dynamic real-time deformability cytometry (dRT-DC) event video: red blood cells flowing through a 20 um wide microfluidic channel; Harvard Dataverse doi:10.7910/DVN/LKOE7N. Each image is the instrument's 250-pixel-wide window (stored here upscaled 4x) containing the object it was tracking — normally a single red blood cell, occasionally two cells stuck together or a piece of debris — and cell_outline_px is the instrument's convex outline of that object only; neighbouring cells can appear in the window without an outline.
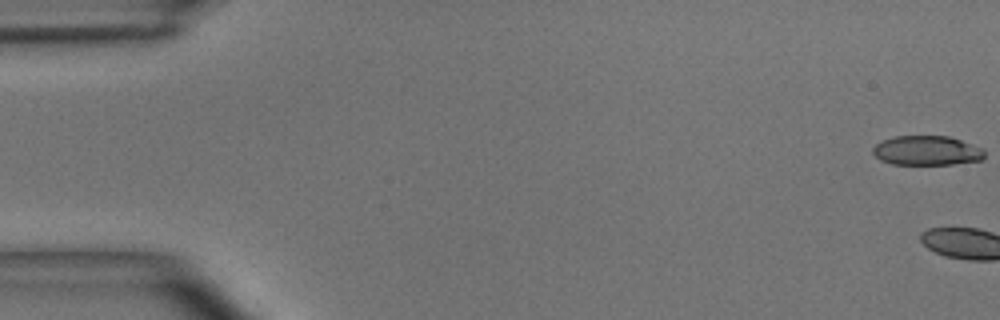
{"species": "common noctule bat (a hibernating species)", "species_latin": "Nyctalus noctula", "temperature_condition": "room temperature", "stored_images_in_passage": 3, "camera_frame_rate_fps": 3000, "um_per_image_px": 0.085, "animal": {"sex": "male", "body_mass_g": 15.6}, "frame": {"image": 1, "passage_image": 1, "time_ms": 0.0, "image_size_px": [1000, 320], "cell_outline_px": [[984, 156], [980, 160], [952, 164], [892, 164], [880, 160], [872, 152], [872, 148], [876, 144], [884, 140], [896, 136], [948, 136], [984, 148]], "centroid_in_image_um": [78.77, 12.8], "position_along_channel_um": 6.2, "area_um2": 19.07}}